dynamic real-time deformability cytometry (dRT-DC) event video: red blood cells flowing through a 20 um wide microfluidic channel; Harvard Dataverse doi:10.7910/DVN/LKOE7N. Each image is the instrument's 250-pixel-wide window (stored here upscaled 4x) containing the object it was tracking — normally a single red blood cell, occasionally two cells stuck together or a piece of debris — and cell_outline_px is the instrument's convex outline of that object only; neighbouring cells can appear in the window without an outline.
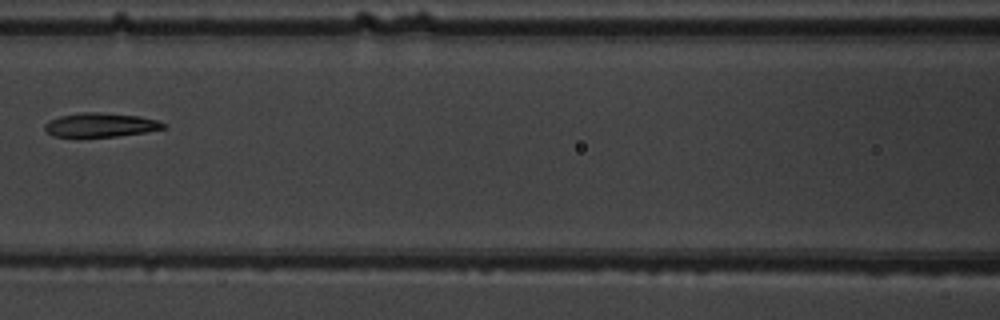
{"species": "common noctule bat (a hibernating species)", "species_latin": "Nyctalus noctula", "temperature_condition": "warm", "stored_images_in_passage": 7, "camera_frame_rate_fps": 3000, "um_per_image_px": 0.085, "animal": {"sex": "male", "body_mass_g": 19.5, "forearm_length_mm": 54.6}, "frame": {"image": 1, "passage_image": 7, "time_ms": 7.0, "image_size_px": [1000, 320], "cell_outline_px": [[168, 128], [144, 132], [116, 136], [52, 136], [44, 128], [44, 124], [48, 120], [60, 116], [80, 112], [100, 112], [140, 116], [156, 120], [168, 124]], "centroid_in_image_um": [8.57, 10.6], "position_along_channel_um": 158.0, "area_um2": 16.59}}